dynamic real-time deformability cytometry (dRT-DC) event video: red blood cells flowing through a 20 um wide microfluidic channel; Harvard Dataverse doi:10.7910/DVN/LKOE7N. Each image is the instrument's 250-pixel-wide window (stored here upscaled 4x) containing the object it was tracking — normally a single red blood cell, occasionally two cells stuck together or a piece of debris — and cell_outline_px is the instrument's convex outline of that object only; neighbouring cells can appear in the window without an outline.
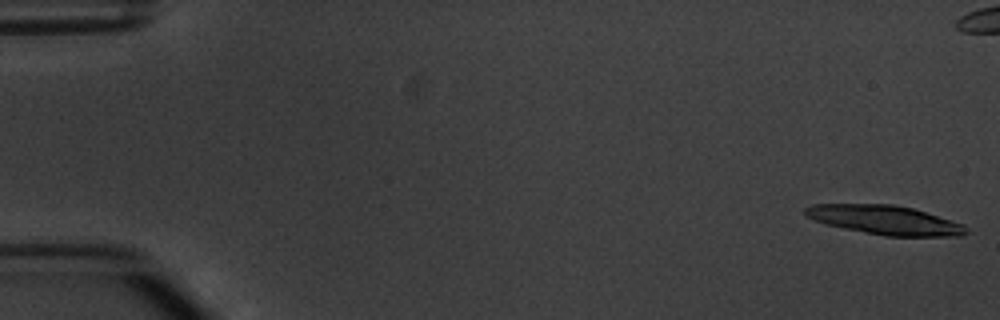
{"species": "common noctule bat (a hibernating species)", "species_latin": "Nyctalus noctula", "temperature_condition": "warm", "stored_images_in_passage": 5, "segment_of_instrument_passage": [2, 2], "camera_frame_rate_fps": 3000, "um_per_image_px": 0.085, "animal": {"sex": "male", "body_mass_g": 20.1, "forearm_length_mm": 53.5}, "frame": {"image": 1, "passage_image": 5, "time_ms": 5.667, "image_size_px": [1000, 320], "cell_outline_px": [[968, 232], [960, 236], [884, 236], [844, 228], [828, 224], [804, 216], [804, 208], [812, 204], [892, 204], [912, 208], [964, 224], [968, 228]], "centroid_in_image_um": [75.22, 18.7], "position_along_channel_um": 9.8, "area_um2": 27.17}}